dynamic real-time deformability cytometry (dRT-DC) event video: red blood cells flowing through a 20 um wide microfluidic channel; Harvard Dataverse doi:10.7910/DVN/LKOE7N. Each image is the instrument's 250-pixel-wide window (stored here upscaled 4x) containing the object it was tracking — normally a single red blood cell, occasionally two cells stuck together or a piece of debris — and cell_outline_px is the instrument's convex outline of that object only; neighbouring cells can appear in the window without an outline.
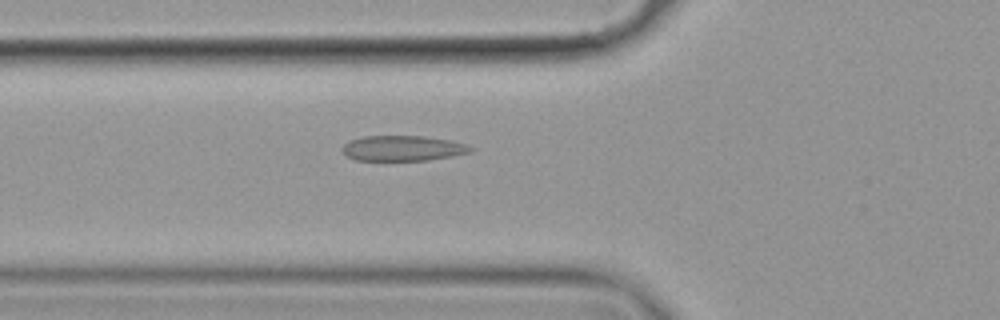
{"species": "common noctule bat (a hibernating species)", "species_latin": "Nyctalus noctula", "temperature_condition": "cold", "stored_images_in_passage": 30, "camera_frame_rate_fps": 3000, "um_per_image_px": 0.085, "animal": {"sex": "female", "body_mass_g": 19.9}, "frame": {"image": 1, "passage_image": 11, "time_ms": 3.333, "image_size_px": [1000, 320], "cell_outline_px": [[476, 148], [472, 152], [452, 156], [428, 160], [356, 160], [348, 156], [340, 148], [344, 144], [352, 140], [364, 136], [424, 136], [448, 140], [464, 144]], "centroid_in_image_um": [34.26, 12.6], "position_along_channel_um": 91.5, "area_um2": 18.79}}
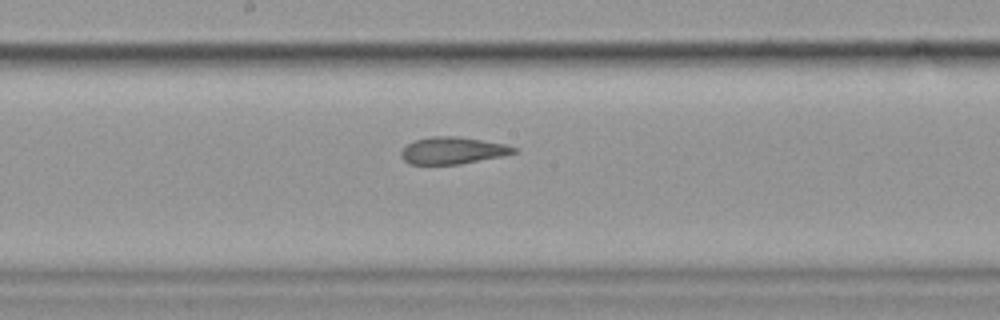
{"frame": {"image": 2, "passage_image": 21, "time_ms": 6.667, "image_size_px": [1000, 320], "cell_outline_px": [[520, 152], [460, 164], [408, 164], [400, 156], [400, 152], [408, 144], [416, 140], [432, 136], [456, 136], [504, 144], [516, 148]], "centroid_in_image_um": [38.46, 12.8], "position_along_channel_um": 209.7, "area_um2": 17.51}}
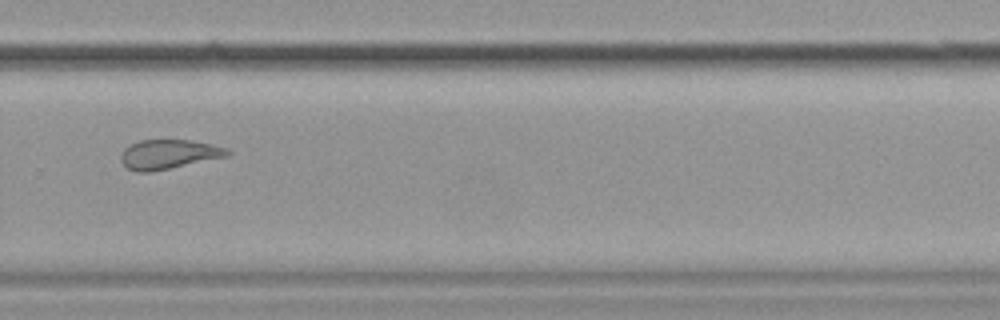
{"frame": {"image": 3, "passage_image": 30, "time_ms": 9.667, "image_size_px": [1000, 320], "cell_outline_px": [[232, 152], [228, 156], [152, 172], [136, 172], [128, 168], [120, 160], [120, 156], [124, 148], [140, 140], [192, 140], [212, 144], [228, 148]], "centroid_in_image_um": [14.35, 13.11], "position_along_channel_um": 315.4, "area_um2": 18.32}}